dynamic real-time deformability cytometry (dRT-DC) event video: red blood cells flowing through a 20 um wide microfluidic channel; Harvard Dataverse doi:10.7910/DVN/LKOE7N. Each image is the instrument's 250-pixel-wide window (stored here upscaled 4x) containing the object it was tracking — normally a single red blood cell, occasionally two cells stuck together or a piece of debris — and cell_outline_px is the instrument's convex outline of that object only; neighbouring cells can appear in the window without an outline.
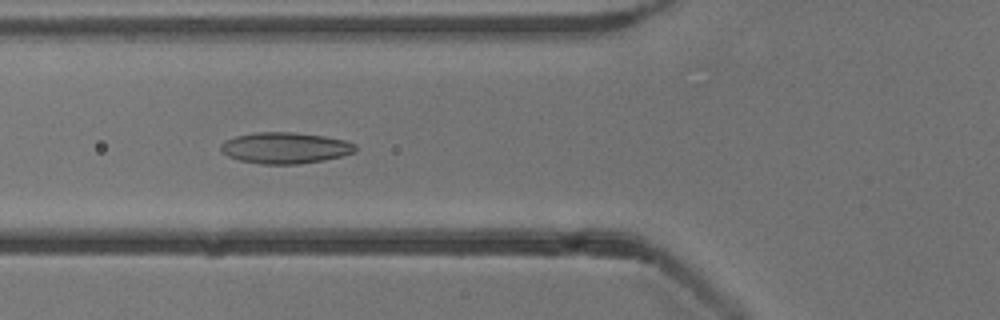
{"species": "common noctule bat (a hibernating species)", "species_latin": "Nyctalus noctula", "temperature_condition": "cold", "stored_images_in_passage": 6, "camera_frame_rate_fps": 3000, "um_per_image_px": 0.085, "animal": {"sex": "male", "body_mass_g": 13.3}, "frame": {"image": 1, "passage_image": 4, "time_ms": 3.333, "image_size_px": [1000, 320], "cell_outline_px": [[356, 152], [324, 160], [296, 164], [260, 164], [240, 160], [228, 156], [220, 148], [220, 144], [236, 136], [256, 132], [292, 132], [324, 136], [344, 140], [356, 144]], "centroid_in_image_um": [24.26, 12.57], "position_along_channel_um": 101.5, "area_um2": 24.28}}
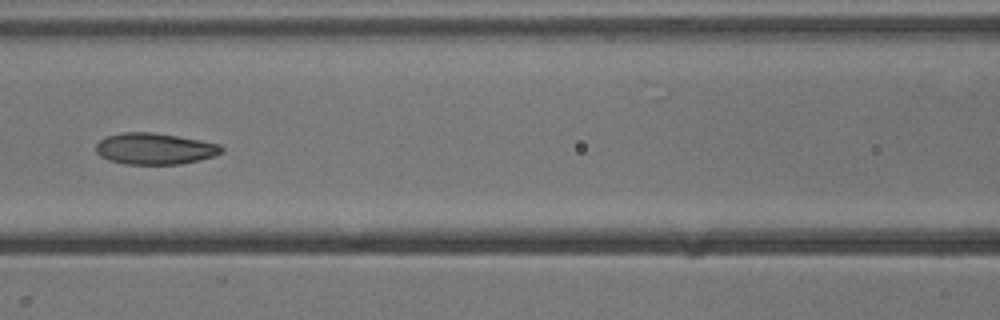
{"frame": {"image": 2, "passage_image": 5, "time_ms": 4.667, "image_size_px": [1000, 320], "cell_outline_px": [[224, 152], [200, 160], [180, 164], [124, 164], [108, 160], [100, 156], [96, 152], [96, 144], [100, 140], [108, 136], [124, 132], [152, 132], [200, 140], [220, 144], [224, 148]], "centroid_in_image_um": [13.16, 12.64], "position_along_channel_um": 153.4, "area_um2": 22.95}}
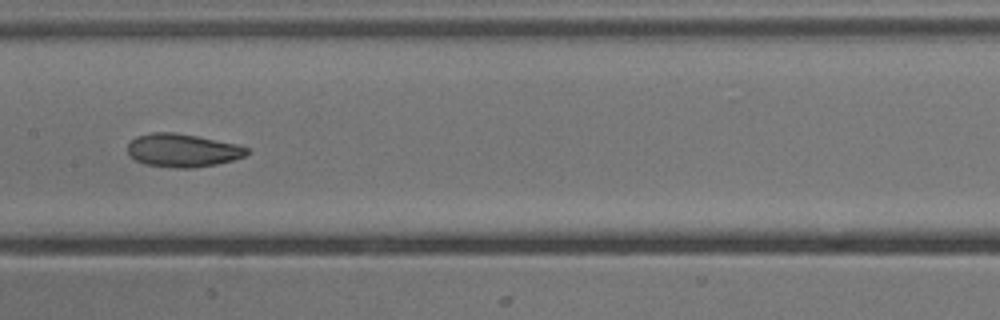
{"frame": {"image": 3, "passage_image": 6, "time_ms": 5.667, "image_size_px": [1000, 320], "cell_outline_px": [[248, 152], [244, 156], [232, 160], [216, 164], [192, 168], [176, 168], [144, 164], [136, 160], [128, 152], [128, 144], [136, 136], [152, 132], [176, 132], [236, 144], [248, 148]], "centroid_in_image_um": [15.5, 12.78], "position_along_channel_um": 191.9, "area_um2": 22.89}}